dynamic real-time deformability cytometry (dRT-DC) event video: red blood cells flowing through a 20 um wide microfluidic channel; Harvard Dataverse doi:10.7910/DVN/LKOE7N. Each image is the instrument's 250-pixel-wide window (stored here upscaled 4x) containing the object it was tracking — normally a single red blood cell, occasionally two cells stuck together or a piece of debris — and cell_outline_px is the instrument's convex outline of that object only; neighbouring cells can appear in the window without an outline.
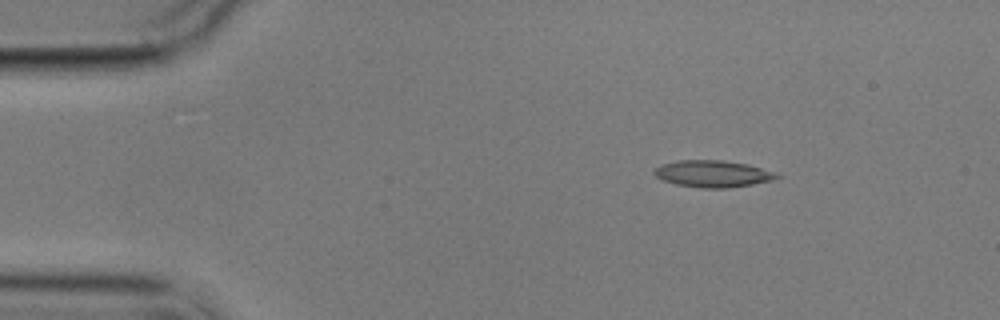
{"species": "common noctule bat (a hibernating species)", "species_latin": "Nyctalus noctula", "temperature_condition": "cold", "stored_images_in_passage": 12, "camera_frame_rate_fps": 3000, "um_per_image_px": 0.085, "animal": {"sex": "male", "body_mass_g": 17.9}, "frame": {"image": 1, "passage_image": 1, "time_ms": 0.0, "image_size_px": [1000, 320], "cell_outline_px": [[780, 176], [776, 180], [728, 188], [700, 188], [676, 184], [664, 180], [656, 176], [652, 172], [656, 168], [664, 164], [680, 160], [720, 160], [748, 164], [772, 172]], "centroid_in_image_um": [60.59, 14.78], "position_along_channel_um": 24.4, "area_um2": 18.9}}
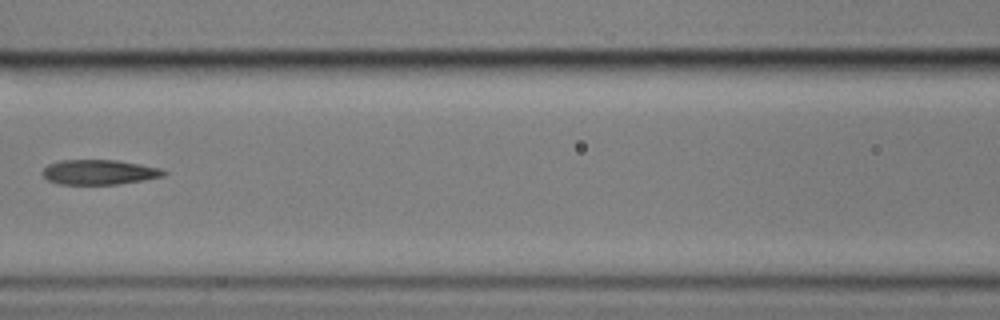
{"frame": {"image": 2, "passage_image": 5, "time_ms": 5.667, "image_size_px": [1000, 320], "cell_outline_px": [[168, 172], [164, 176], [144, 180], [116, 184], [60, 184], [48, 180], [40, 172], [48, 164], [60, 160], [116, 160], [140, 164], [160, 168]], "centroid_in_image_um": [8.42, 14.63], "position_along_channel_um": 158.2, "area_um2": 17.57}}
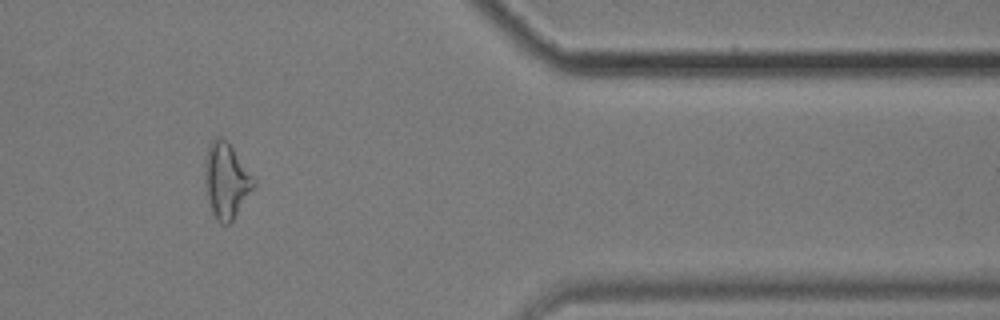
{"frame": {"image": 3, "passage_image": 11, "time_ms": 13.0, "image_size_px": [1000, 320], "cell_outline_px": [[256, 184], [232, 220], [228, 224], [220, 224], [216, 220], [212, 212], [208, 200], [204, 176], [204, 160], [208, 144], [216, 136], [220, 136], [232, 148], [256, 180]], "centroid_in_image_um": [19.2, 15.34], "position_along_channel_um": 392.2, "area_um2": 21.27}, "authors_computed_cell_mechanics": {"area_um2": 18.7272, "velocity_mm_per_s": 3.5345, "shape_relaxation_time_tau1_ms": null, "shape_relaxation_time_tau2_ms": 4.0322, "deformation_change_tau1": null, "deformation_change_tau2": 0.1384}}